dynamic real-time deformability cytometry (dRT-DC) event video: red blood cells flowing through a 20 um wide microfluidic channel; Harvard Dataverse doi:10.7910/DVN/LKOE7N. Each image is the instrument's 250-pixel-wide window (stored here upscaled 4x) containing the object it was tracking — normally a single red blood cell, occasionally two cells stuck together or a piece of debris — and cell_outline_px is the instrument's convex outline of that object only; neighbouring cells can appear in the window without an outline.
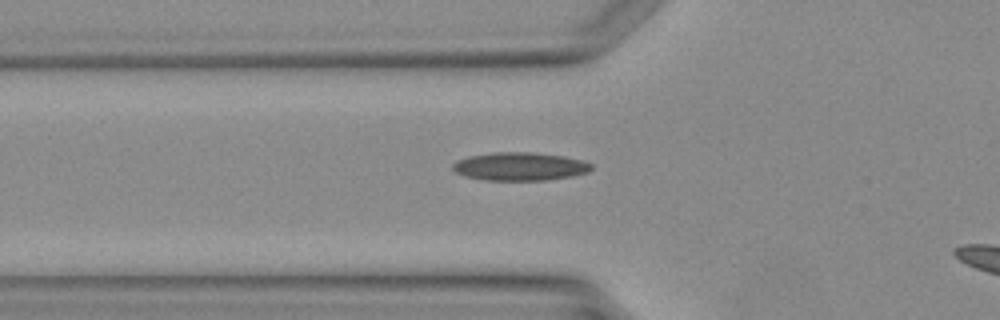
{"species": "Egyptian fruit bat (a non-hibernating species)", "species_latin": "Rousettus aegyptiacus", "temperature_condition": "warm", "stored_images_in_passage": 2, "camera_frame_rate_fps": 3000, "um_per_image_px": 0.085, "animal": {"sex": "female"}, "frame": {"image": 1, "passage_image": 2, "time_ms": 2.0, "image_size_px": [1000, 320], "cell_outline_px": [[592, 168], [588, 172], [572, 176], [548, 180], [484, 180], [464, 176], [456, 172], [452, 168], [452, 164], [456, 160], [472, 156], [496, 152], [528, 152], [564, 156], [580, 160], [592, 164]], "centroid_in_image_um": [44.18, 14.15], "position_along_channel_um": 81.6, "area_um2": 22.66}}